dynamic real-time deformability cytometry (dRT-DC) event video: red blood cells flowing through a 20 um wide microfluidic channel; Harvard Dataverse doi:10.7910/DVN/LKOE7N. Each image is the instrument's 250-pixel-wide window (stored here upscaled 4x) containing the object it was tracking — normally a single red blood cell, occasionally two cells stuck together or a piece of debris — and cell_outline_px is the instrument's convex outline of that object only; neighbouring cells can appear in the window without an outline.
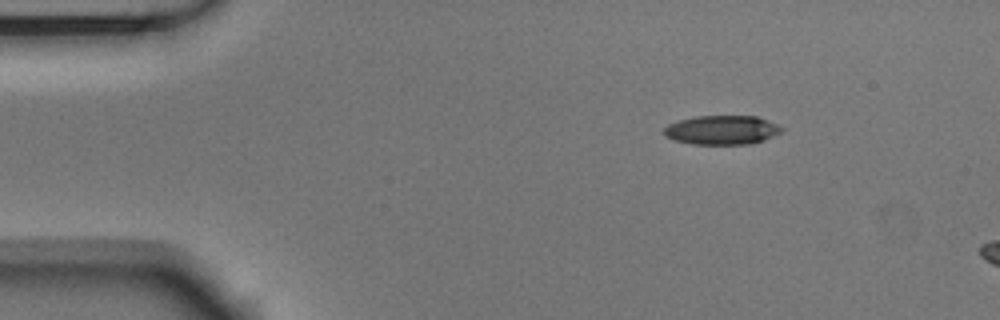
{"species": "Egyptian fruit bat (a non-hibernating species)", "species_latin": "Rousettus aegyptiacus", "temperature_condition": "room temperature", "stored_images_in_passage": 7, "camera_frame_rate_fps": 3000, "um_per_image_px": 0.085, "animal": {"sex": "male"}, "frame": {"image": 1, "passage_image": 1, "time_ms": 0.0, "image_size_px": [1000, 320], "cell_outline_px": [[784, 128], [780, 132], [764, 140], [752, 144], [692, 144], [676, 140], [664, 136], [664, 128], [668, 124], [692, 116], [756, 116], [768, 120]], "centroid_in_image_um": [61.36, 11.05], "position_along_channel_um": 23.6, "area_um2": 19.94}}